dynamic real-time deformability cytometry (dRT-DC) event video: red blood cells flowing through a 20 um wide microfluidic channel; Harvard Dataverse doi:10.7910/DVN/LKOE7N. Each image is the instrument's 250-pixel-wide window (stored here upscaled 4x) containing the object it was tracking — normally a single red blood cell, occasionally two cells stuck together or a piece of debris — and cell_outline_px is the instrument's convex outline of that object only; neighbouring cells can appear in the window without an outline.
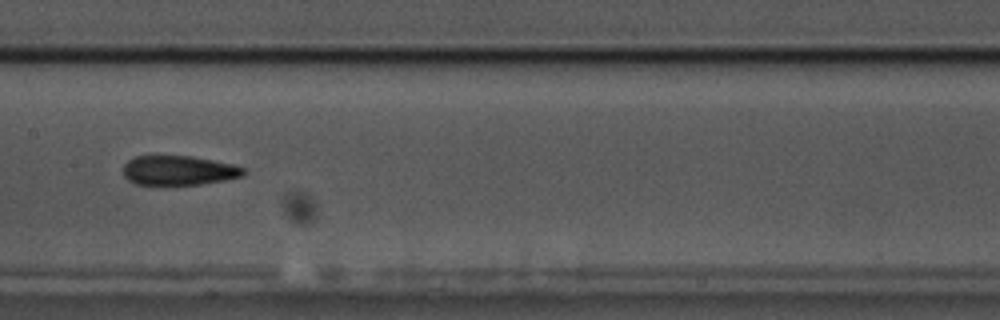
{"species": "common noctule bat (a hibernating species)", "species_latin": "Nyctalus noctula", "temperature_condition": "cold", "stored_images_in_passage": 22, "camera_frame_rate_fps": 3000, "um_per_image_px": 0.085, "animal": {"sex": "male", "body_mass_g": 17.5, "forearm_length_mm": 52.3}, "frame": {"image": 1, "passage_image": 13, "time_ms": 4.0, "image_size_px": [1000, 320], "cell_outline_px": [[248, 172], [244, 176], [224, 180], [200, 184], [136, 184], [128, 180], [124, 176], [124, 164], [128, 160], [136, 156], [188, 156], [212, 160], [232, 164], [244, 168]], "centroid_in_image_um": [15.21, 14.48], "position_along_channel_um": 192.2, "area_um2": 20.52}}